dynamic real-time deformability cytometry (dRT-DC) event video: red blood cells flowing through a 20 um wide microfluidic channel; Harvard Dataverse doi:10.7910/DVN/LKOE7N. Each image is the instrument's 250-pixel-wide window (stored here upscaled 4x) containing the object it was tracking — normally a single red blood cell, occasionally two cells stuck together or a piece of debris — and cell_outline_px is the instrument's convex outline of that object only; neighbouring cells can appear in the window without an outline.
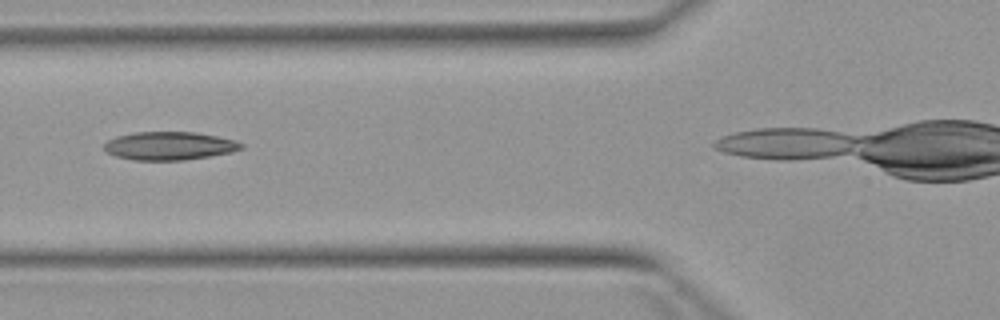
{"species": "Egyptian fruit bat (a non-hibernating species)", "species_latin": "Rousettus aegyptiacus", "temperature_condition": "warm", "stored_images_in_passage": 4, "camera_frame_rate_fps": 3000, "um_per_image_px": 0.085, "animal": {"sex": "female"}, "frame": {"image": 1, "passage_image": 3, "time_ms": 3.333, "image_size_px": [1000, 320], "cell_outline_px": [[244, 148], [232, 152], [184, 160], [132, 160], [116, 156], [108, 152], [104, 148], [104, 144], [108, 140], [116, 136], [132, 132], [196, 132], [236, 140], [244, 144]], "centroid_in_image_um": [14.41, 12.39], "position_along_channel_um": 111.4, "area_um2": 22.6}}